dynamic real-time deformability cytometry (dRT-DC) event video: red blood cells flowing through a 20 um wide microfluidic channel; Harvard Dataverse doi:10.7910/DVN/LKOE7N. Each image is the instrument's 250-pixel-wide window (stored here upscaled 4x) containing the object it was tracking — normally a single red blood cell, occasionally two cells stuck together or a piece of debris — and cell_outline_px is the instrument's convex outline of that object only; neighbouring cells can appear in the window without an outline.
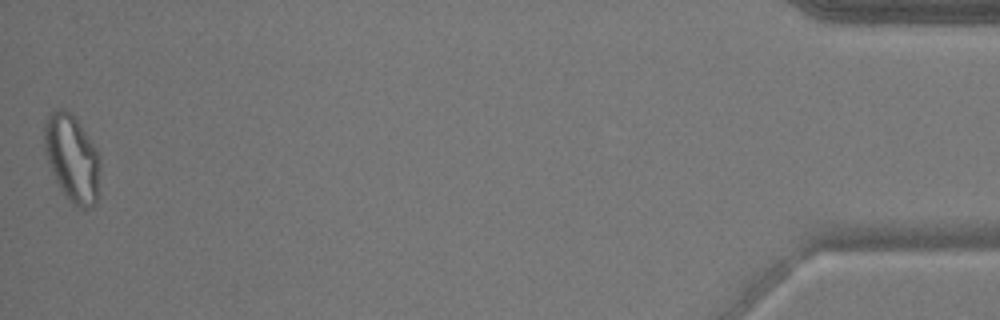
{"species": "common noctule bat (a hibernating species)", "species_latin": "Nyctalus noctula", "temperature_condition": "warm", "stored_images_in_passage": 50, "camera_frame_rate_fps": 3000, "um_per_image_px": 0.085, "animal": {"sex": "male", "body_mass_g": 17.9}, "frame": {"image": 1, "passage_image": 50, "time_ms": 16.333, "image_size_px": [1000, 320], "cell_outline_px": [[100, 168], [96, 204], [92, 208], [80, 208], [60, 188], [52, 172], [44, 148], [44, 124], [48, 112], [56, 108], [64, 108], [76, 120], [96, 148], [100, 156]], "centroid_in_image_um": [6.12, 13.42], "position_along_channel_um": 429.1, "area_um2": 27.98}}